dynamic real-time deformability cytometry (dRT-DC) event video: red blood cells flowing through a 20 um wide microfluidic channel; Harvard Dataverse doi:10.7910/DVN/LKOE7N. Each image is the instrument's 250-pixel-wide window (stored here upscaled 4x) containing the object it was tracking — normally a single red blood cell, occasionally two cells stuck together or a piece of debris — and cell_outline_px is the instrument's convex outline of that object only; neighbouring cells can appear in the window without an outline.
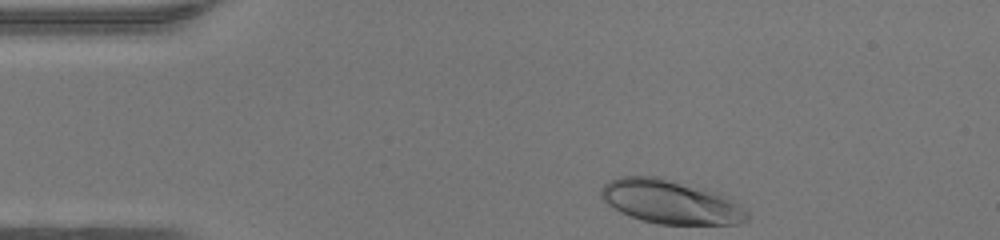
{"species": "human", "species_latin": "Homo sapiens", "temperature_condition": "warm", "stored_images_in_passage": 31, "camera_frame_rate_fps": 3000, "um_per_image_px": 0.085, "donor": {"sex": "female"}, "frame": {"image": 1, "passage_image": 1, "time_ms": 0.0, "image_size_px": [1000, 240], "cell_outline_px": [[748, 220], [736, 224], [660, 224], [640, 220], [620, 212], [608, 204], [600, 196], [600, 192], [604, 184], [620, 176], [656, 176], [720, 192], [728, 196], [748, 212]], "centroid_in_image_um": [57.01, 17.15], "position_along_channel_um": 28.0, "area_um2": 37.34}}
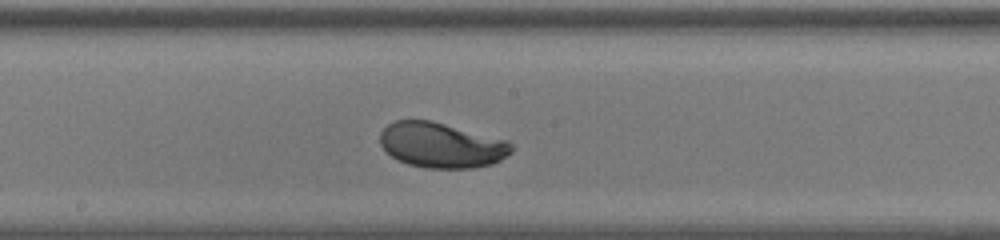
{"frame": {"image": 2, "passage_image": 18, "time_ms": 5.667, "image_size_px": [1000, 240], "cell_outline_px": [[512, 152], [500, 160], [492, 164], [472, 168], [424, 168], [408, 164], [396, 160], [380, 144], [380, 132], [388, 124], [396, 120], [432, 120], [508, 140], [512, 144]], "centroid_in_image_um": [37.52, 12.33], "position_along_channel_um": 210.7, "area_um2": 34.8}}
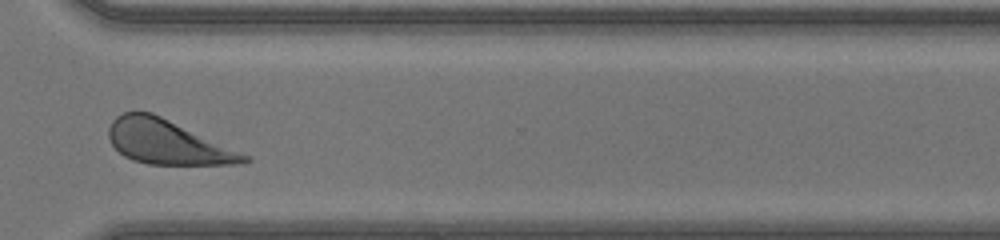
{"frame": {"image": 3, "passage_image": 28, "time_ms": 9.0, "image_size_px": [1000, 240], "cell_outline_px": [[252, 160], [244, 164], [148, 164], [132, 160], [124, 156], [112, 144], [108, 136], [108, 128], [112, 120], [116, 116], [124, 112], [152, 112], [248, 156]], "centroid_in_image_um": [14.17, 12.08], "position_along_channel_um": 356.4, "area_um2": 34.28}, "authors_computed_cell_mechanics": {"area_um2": 34.7956, "velocity_mm_per_s": 4.3478, "shape_relaxation_time_tau1_ms": 2.1396, "shape_relaxation_time_tau2_ms": null, "deformation_change_tau1": 0.1507, "deformation_change_tau2": null}}